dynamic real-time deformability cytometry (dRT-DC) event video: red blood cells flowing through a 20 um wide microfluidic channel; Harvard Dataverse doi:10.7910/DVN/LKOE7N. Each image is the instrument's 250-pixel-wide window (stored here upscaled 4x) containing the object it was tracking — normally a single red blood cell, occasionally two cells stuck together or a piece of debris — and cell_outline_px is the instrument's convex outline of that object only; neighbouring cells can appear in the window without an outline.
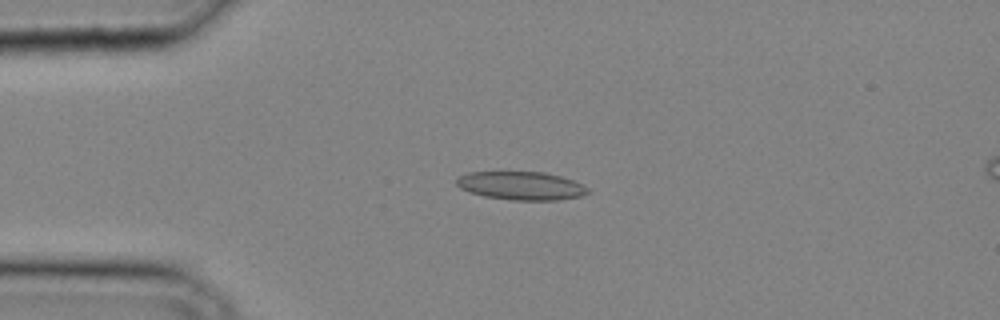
{"species": "common noctule bat (a hibernating species)", "species_latin": "Nyctalus noctula", "temperature_condition": "cold", "stored_images_in_passage": 29, "camera_frame_rate_fps": 3000, "um_per_image_px": 0.085, "animal": {"sex": "male", "body_mass_g": 20.4}, "frame": {"image": 1, "passage_image": 3, "time_ms": 0.667, "image_size_px": [1000, 320], "cell_outline_px": [[592, 192], [580, 196], [556, 200], [512, 200], [484, 196], [468, 192], [460, 188], [456, 184], [456, 180], [460, 176], [468, 172], [544, 172], [560, 176], [584, 184]], "centroid_in_image_um": [44.31, 15.79], "position_along_channel_um": 40.7, "area_um2": 21.73}}
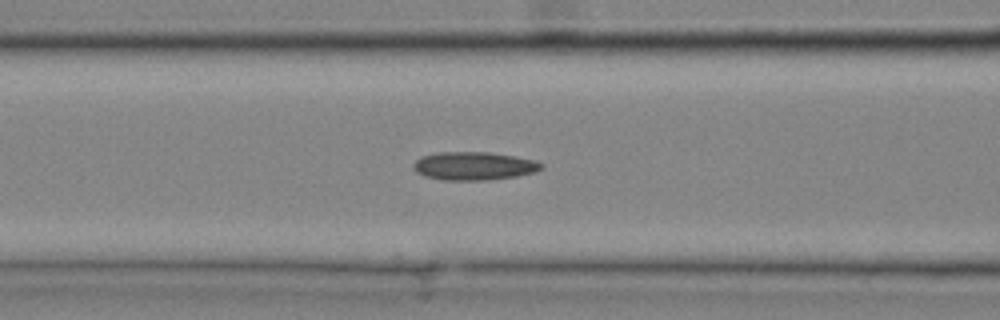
{"frame": {"image": 2, "passage_image": 9, "time_ms": 2.667, "image_size_px": [1000, 320], "cell_outline_px": [[544, 168], [536, 172], [516, 176], [484, 180], [444, 180], [424, 176], [416, 172], [412, 168], [412, 164], [416, 160], [424, 156], [436, 152], [488, 152], [516, 156], [536, 160], [544, 164]], "centroid_in_image_um": [40.3, 14.1], "position_along_channel_um": 126.3, "area_um2": 21.21}}
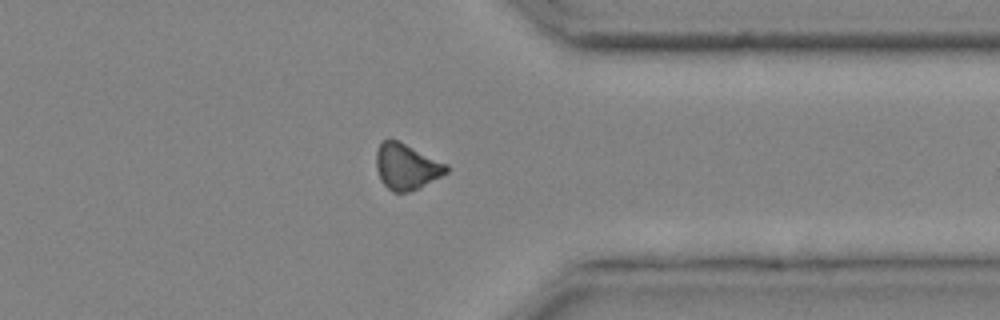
{"frame": {"image": 3, "passage_image": 23, "time_ms": 7.333, "image_size_px": [1000, 320], "cell_outline_px": [[448, 172], [420, 188], [408, 192], [392, 192], [380, 180], [376, 168], [376, 152], [380, 144], [388, 136], [448, 164]], "centroid_in_image_um": [34.53, 14.16], "position_along_channel_um": 376.9, "area_um2": 18.84}}